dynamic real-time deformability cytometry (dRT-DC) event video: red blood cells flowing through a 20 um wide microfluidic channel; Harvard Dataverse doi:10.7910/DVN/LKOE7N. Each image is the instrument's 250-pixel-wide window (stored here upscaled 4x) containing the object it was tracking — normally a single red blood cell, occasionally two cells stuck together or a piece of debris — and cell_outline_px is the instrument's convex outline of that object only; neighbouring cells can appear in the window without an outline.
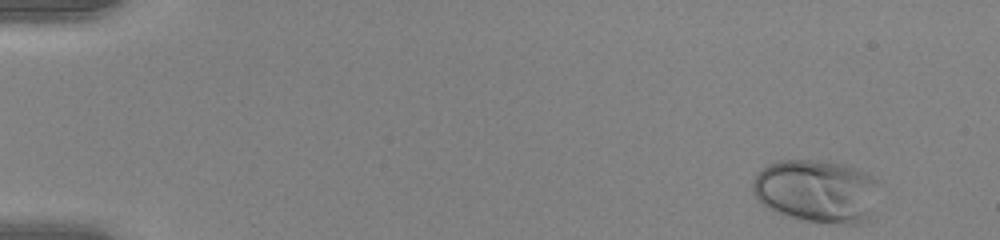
{"species": "human", "species_latin": "Homo sapiens", "temperature_condition": "warm", "stored_images_in_passage": 50, "camera_frame_rate_fps": 3000, "um_per_image_px": 0.085, "donor": {"sex": "female"}, "frame": {"image": 1, "passage_image": 1, "time_ms": 0.0, "image_size_px": [1000, 240], "cell_outline_px": [[880, 180], [868, 216], [860, 224], [844, 224], [796, 220], [776, 212], [768, 208], [756, 196], [752, 188], [752, 184], [756, 176], [768, 164], [780, 160], [824, 160], [852, 164], [868, 172]], "centroid_in_image_um": [69.45, 16.21], "position_along_channel_um": 15.6, "area_um2": 46.88}}
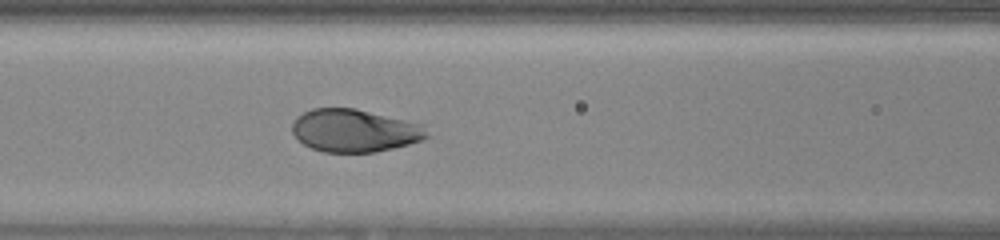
{"frame": {"image": 2, "passage_image": 21, "time_ms": 6.667, "image_size_px": [1000, 240], "cell_outline_px": [[428, 136], [420, 140], [408, 144], [376, 152], [324, 152], [312, 148], [296, 140], [292, 132], [292, 124], [296, 116], [312, 108], [356, 108], [424, 124]], "centroid_in_image_um": [30.1, 11.09], "position_along_channel_um": 136.5, "area_um2": 33.7}}
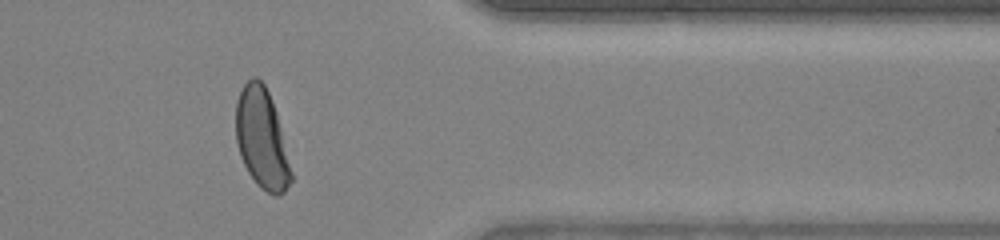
{"frame": {"image": 3, "passage_image": 41, "time_ms": 13.333, "image_size_px": [1000, 240], "cell_outline_px": [[292, 180], [284, 192], [280, 196], [276, 196], [260, 188], [256, 184], [248, 172], [240, 156], [236, 144], [236, 100], [244, 84], [252, 76], [256, 76], [264, 84], [268, 92], [276, 112], [292, 172]], "centroid_in_image_um": [22.24, 11.8], "position_along_channel_um": 389.2, "area_um2": 32.08}, "authors_computed_cell_mechanics": {"area_um2": 35.4892, "velocity_mm_per_s": 3.9591, "shape_relaxation_time_tau1_ms": 2.5865, "shape_relaxation_time_tau2_ms": null, "deformation_change_tau1": 0.1782, "deformation_change_tau2": null}}